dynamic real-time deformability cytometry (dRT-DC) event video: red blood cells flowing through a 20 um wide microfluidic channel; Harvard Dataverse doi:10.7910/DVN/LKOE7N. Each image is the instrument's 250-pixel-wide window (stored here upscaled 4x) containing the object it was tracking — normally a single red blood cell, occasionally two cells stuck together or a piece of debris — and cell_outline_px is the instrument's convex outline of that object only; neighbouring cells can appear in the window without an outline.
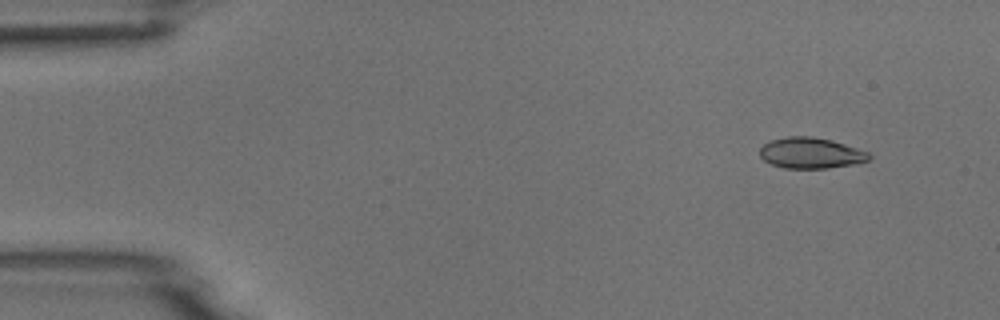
{"species": "common noctule bat (a hibernating species)", "species_latin": "Nyctalus noctula", "temperature_condition": "room temperature", "stored_images_in_passage": 2, "camera_frame_rate_fps": 3000, "um_per_image_px": 0.085, "animal": {"sex": "male", "body_mass_g": 18.8}, "frame": {"image": 1, "passage_image": 2, "time_ms": 0.333, "image_size_px": [1000, 320], "cell_outline_px": [[872, 156], [868, 160], [852, 164], [828, 168], [784, 168], [772, 164], [764, 160], [760, 156], [760, 148], [764, 144], [772, 140], [788, 136], [812, 136], [832, 140], [868, 152]], "centroid_in_image_um": [68.9, 13.0], "position_along_channel_um": 16.1, "area_um2": 19.48}}